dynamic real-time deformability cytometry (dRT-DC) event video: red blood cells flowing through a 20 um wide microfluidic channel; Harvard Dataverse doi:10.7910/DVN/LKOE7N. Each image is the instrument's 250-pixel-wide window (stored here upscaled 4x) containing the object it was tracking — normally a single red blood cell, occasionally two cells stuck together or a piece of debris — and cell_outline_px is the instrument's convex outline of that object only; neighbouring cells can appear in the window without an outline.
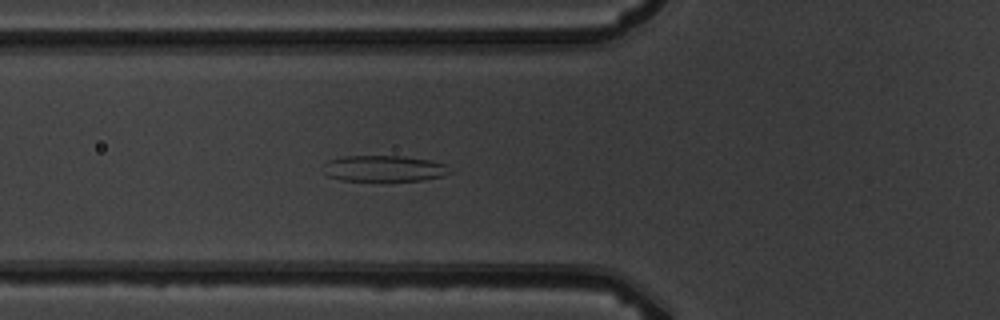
{"species": "common noctule bat (a hibernating species)", "species_latin": "Nyctalus noctula", "temperature_condition": "warm", "stored_images_in_passage": 6, "camera_frame_rate_fps": 3000, "um_per_image_px": 0.085, "animal": {"sex": "male", "body_mass_g": 19.5, "forearm_length_mm": 54.6}, "frame": {"image": 1, "passage_image": 6, "time_ms": 5.667, "image_size_px": [1000, 320], "cell_outline_px": [[456, 172], [444, 176], [424, 180], [340, 180], [328, 176], [324, 172], [324, 164], [328, 160], [344, 156], [404, 156], [428, 160], [448, 164]], "centroid_in_image_um": [32.73, 14.32], "position_along_channel_um": 93.1, "area_um2": 19.42}}